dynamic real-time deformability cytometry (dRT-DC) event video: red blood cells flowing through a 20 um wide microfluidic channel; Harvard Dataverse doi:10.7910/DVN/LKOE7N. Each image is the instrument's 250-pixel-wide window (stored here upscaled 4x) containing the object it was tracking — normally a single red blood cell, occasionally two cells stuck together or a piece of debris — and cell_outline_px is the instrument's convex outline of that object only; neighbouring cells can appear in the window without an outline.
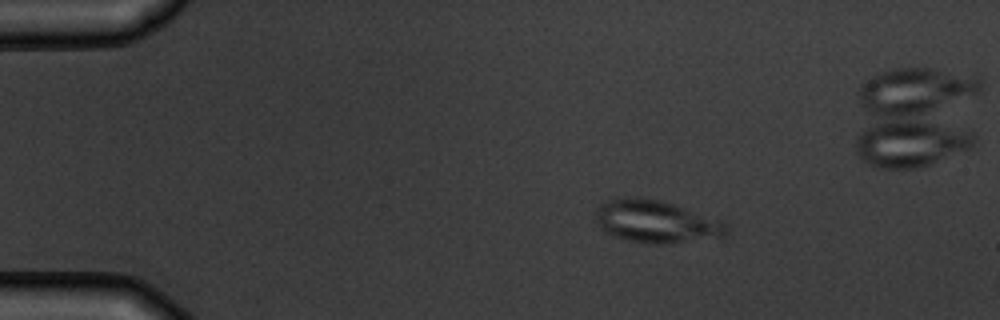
{"species": "common noctule bat (a hibernating species)", "species_latin": "Nyctalus noctula", "temperature_condition": "warm", "stored_images_in_passage": 4, "camera_frame_rate_fps": 3000, "um_per_image_px": 0.085, "animal": {"sex": "male", "body_mass_g": 19.5, "forearm_length_mm": 54.6}, "frame": {"image": 1, "passage_image": 2, "time_ms": 1.333, "image_size_px": [1000, 320], "cell_outline_px": [[732, 228], [724, 240], [664, 244], [648, 244], [628, 240], [604, 232], [600, 228], [596, 220], [596, 212], [600, 204], [608, 200], [624, 196], [640, 196], [660, 200], [720, 220], [728, 224]], "centroid_in_image_um": [55.88, 18.87], "position_along_channel_um": 29.1, "area_um2": 33.41}}